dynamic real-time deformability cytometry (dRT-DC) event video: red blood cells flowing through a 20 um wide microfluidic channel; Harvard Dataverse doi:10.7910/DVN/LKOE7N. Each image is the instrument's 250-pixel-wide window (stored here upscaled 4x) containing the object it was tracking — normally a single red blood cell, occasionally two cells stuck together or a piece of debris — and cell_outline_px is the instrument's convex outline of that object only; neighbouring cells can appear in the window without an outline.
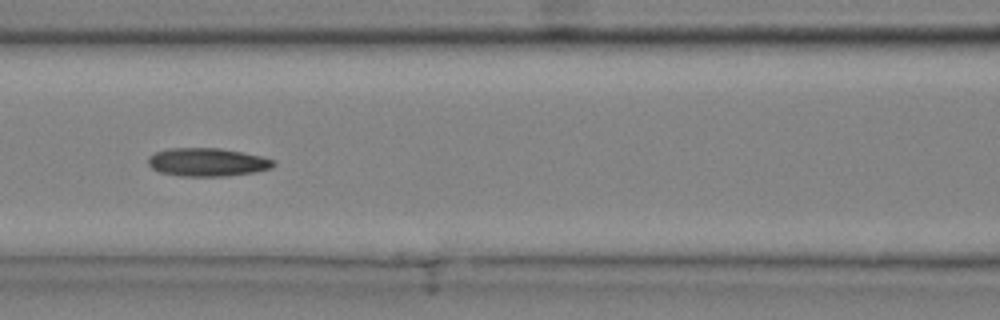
{"species": "common noctule bat (a hibernating species)", "species_latin": "Nyctalus noctula", "temperature_condition": "cold", "stored_images_in_passage": 37, "camera_frame_rate_fps": 3000, "um_per_image_px": 0.085, "animal": {"sex": "male", "body_mass_g": 20.4}, "frame": {"image": 1, "passage_image": 11, "time_ms": 3.333, "image_size_px": [1000, 320], "cell_outline_px": [[276, 164], [272, 168], [256, 172], [228, 176], [180, 176], [160, 172], [152, 168], [148, 164], [148, 156], [156, 152], [168, 148], [220, 148], [244, 152], [264, 156], [276, 160]], "centroid_in_image_um": [17.68, 13.78], "position_along_channel_um": 148.9, "area_um2": 20.98}}